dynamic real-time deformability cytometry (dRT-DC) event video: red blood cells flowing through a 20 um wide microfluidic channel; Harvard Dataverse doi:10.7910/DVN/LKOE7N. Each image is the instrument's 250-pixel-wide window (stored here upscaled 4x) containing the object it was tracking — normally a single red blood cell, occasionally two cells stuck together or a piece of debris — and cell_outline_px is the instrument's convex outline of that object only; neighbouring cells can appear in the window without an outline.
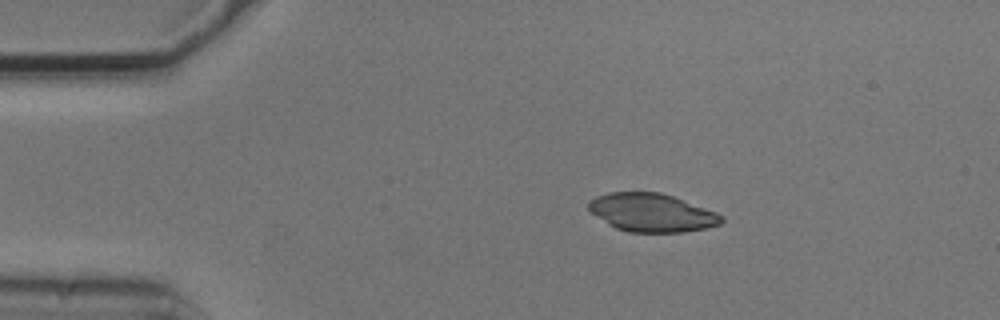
{"species": "common noctule bat (a hibernating species)", "species_latin": "Nyctalus noctula", "temperature_condition": "cold", "stored_images_in_passage": 3, "camera_frame_rate_fps": 3000, "um_per_image_px": 0.085, "animal": {"sex": "male", "body_mass_g": 20.5, "forearm_length_mm": 52.5}, "frame": {"image": 1, "passage_image": 3, "time_ms": 0.667, "image_size_px": [1000, 320], "cell_outline_px": [[724, 220], [720, 224], [708, 228], [684, 232], [628, 232], [616, 228], [608, 224], [596, 216], [588, 208], [588, 200], [596, 196], [608, 192], [660, 192], [672, 196], [716, 212], [724, 216]], "centroid_in_image_um": [55.4, 18.08], "position_along_channel_um": 29.6, "area_um2": 29.65}}